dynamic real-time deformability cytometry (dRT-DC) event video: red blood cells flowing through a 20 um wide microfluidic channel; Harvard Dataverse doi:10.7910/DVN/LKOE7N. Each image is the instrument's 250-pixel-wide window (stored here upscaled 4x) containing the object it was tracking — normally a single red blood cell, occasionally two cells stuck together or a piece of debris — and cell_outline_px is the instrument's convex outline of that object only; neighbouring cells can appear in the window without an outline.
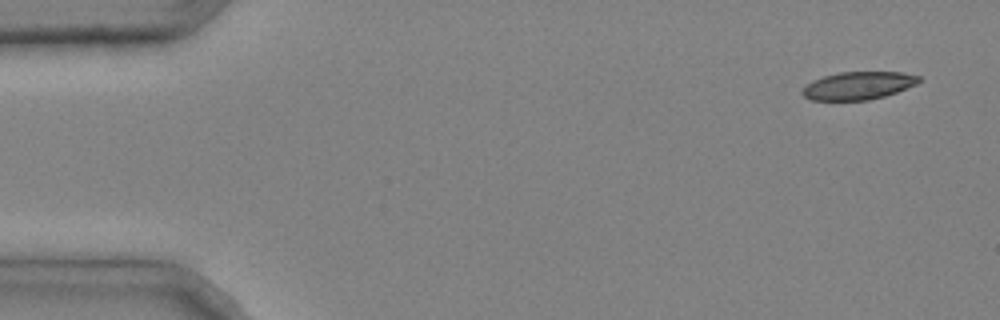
{"species": "common noctule bat (a hibernating species)", "species_latin": "Nyctalus noctula", "temperature_condition": "cold", "stored_images_in_passage": 4, "camera_frame_rate_fps": 3000, "um_per_image_px": 0.085, "animal": {"sex": "male", "body_mass_g": 20.4}, "frame": {"image": 1, "passage_image": 1, "time_ms": 0.0, "image_size_px": [1000, 320], "cell_outline_px": [[920, 80], [916, 84], [896, 92], [884, 96], [868, 100], [812, 100], [804, 96], [800, 92], [812, 80], [824, 76], [840, 72], [900, 72], [920, 76]], "centroid_in_image_um": [72.94, 7.27], "position_along_channel_um": 12.1, "area_um2": 18.73}}
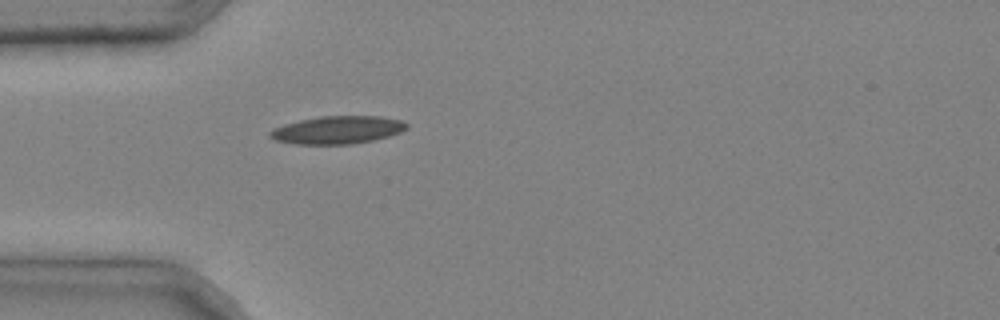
{"frame": {"image": 2, "passage_image": 4, "time_ms": 1.0, "image_size_px": [1000, 320], "cell_outline_px": [[408, 128], [400, 132], [388, 136], [372, 140], [352, 144], [296, 144], [276, 140], [268, 136], [268, 132], [272, 128], [284, 124], [300, 120], [320, 116], [380, 116], [400, 120], [408, 124]], "centroid_in_image_um": [28.66, 11.04], "position_along_channel_um": 56.3, "area_um2": 22.14}}